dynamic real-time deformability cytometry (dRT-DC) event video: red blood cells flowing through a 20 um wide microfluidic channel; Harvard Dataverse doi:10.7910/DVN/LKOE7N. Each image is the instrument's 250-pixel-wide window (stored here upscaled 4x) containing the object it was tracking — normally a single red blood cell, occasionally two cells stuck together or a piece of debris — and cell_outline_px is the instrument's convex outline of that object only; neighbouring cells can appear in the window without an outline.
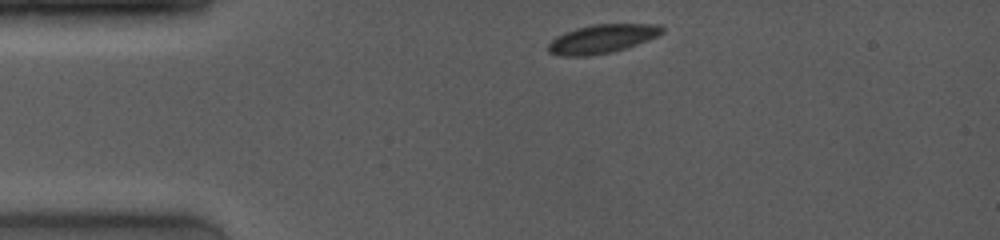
{"species": "common noctule bat (a hibernating species)", "species_latin": "Nyctalus noctula", "temperature_condition": "room temperature", "stored_images_in_passage": 38, "camera_frame_rate_fps": 4000, "um_per_image_px": 0.085, "animal": {"sex": "female", "body_mass_g": 19.0, "forearm_length_mm": 53.3}, "frame": {"image": 1, "passage_image": 1, "time_ms": 0.0, "image_size_px": [1000, 240], "cell_outline_px": [[664, 32], [648, 40], [628, 48], [612, 52], [588, 56], [560, 56], [548, 52], [548, 44], [556, 36], [564, 32], [576, 28], [592, 24], [660, 24], [664, 28]], "centroid_in_image_um": [51.17, 3.3], "position_along_channel_um": 33.8, "area_um2": 19.25}}
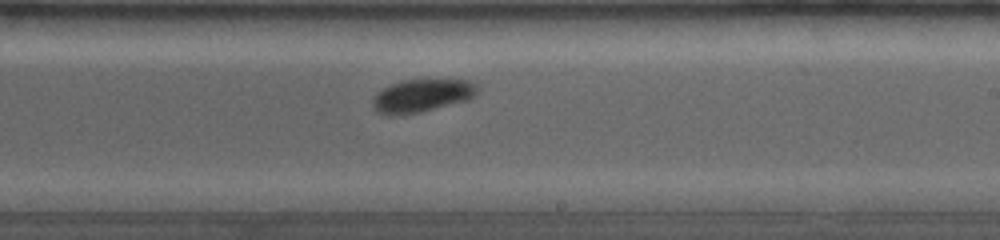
{"frame": {"image": 2, "passage_image": 22, "time_ms": 6.5, "image_size_px": [1000, 240], "cell_outline_px": [[480, 88], [468, 100], [420, 112], [400, 116], [388, 116], [376, 112], [372, 104], [372, 100], [376, 92], [392, 84], [404, 80], [476, 80]], "centroid_in_image_um": [35.86, 8.14], "position_along_channel_um": 253.1, "area_um2": 20.35}}
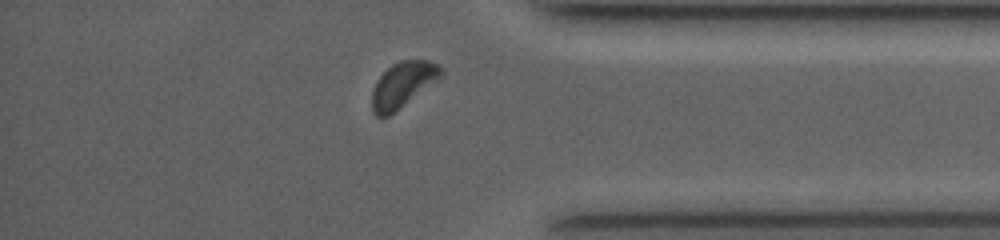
{"frame": {"image": 3, "passage_image": 34, "time_ms": 10.25, "image_size_px": [1000, 240], "cell_outline_px": [[444, 76], [440, 80], [400, 108], [388, 116], [376, 116], [372, 112], [372, 92], [376, 80], [392, 64], [400, 60], [428, 60], [440, 64], [444, 68]], "centroid_in_image_um": [34.31, 7.18], "position_along_channel_um": 400.9, "area_um2": 18.67}, "authors_computed_cell_mechanics": {"area_um2": 19.6231, "velocity_mm_per_s": 4.0373, "shape_relaxation_time_tau1_ms": 3.4691, "shape_relaxation_time_tau2_ms": null, "deformation_change_tau1": 0.1242, "deformation_change_tau2": null}}